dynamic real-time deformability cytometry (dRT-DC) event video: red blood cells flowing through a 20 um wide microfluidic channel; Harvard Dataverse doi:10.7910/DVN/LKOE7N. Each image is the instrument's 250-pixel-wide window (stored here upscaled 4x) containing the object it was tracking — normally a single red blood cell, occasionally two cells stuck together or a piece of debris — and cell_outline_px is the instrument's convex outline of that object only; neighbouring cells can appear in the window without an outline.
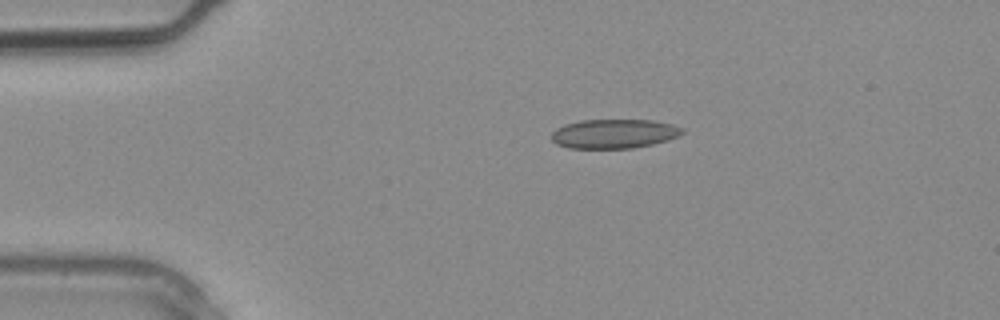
{"species": "common noctule bat (a hibernating species)", "species_latin": "Nyctalus noctula", "temperature_condition": "warm", "stored_images_in_passage": 2, "camera_frame_rate_fps": 3000, "um_per_image_px": 0.085, "animal": {"sex": "male", "body_mass_g": 20.4}, "frame": {"image": 1, "passage_image": 1, "time_ms": 0.0, "image_size_px": [1000, 320], "cell_outline_px": [[684, 132], [680, 136], [668, 140], [652, 144], [632, 148], [568, 148], [556, 144], [552, 140], [552, 132], [556, 128], [564, 124], [580, 120], [652, 120], [672, 124], [684, 128]], "centroid_in_image_um": [52.2, 11.36], "position_along_channel_um": 32.8, "area_um2": 22.43}}